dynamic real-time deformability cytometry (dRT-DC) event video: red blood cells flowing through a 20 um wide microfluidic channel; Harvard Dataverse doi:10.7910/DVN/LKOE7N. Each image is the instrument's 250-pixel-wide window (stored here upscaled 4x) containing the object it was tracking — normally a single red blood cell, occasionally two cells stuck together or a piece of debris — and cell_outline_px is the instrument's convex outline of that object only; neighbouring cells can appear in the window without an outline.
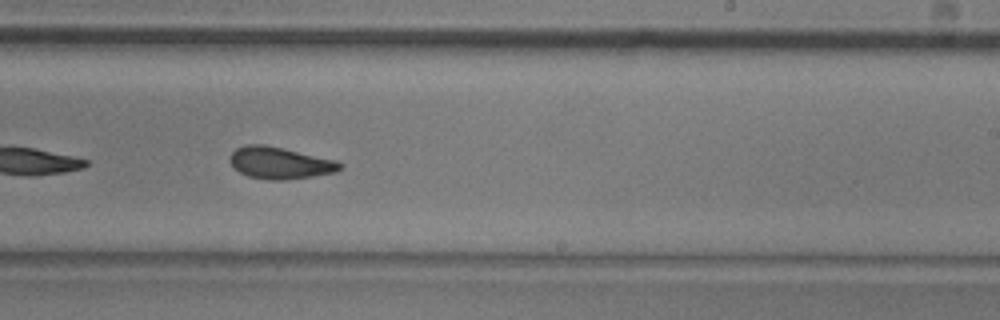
{"species": "common noctule bat (a hibernating species)", "species_latin": "Nyctalus noctula", "temperature_condition": "room temperature", "stored_images_in_passage": 37, "camera_frame_rate_fps": 3000, "um_per_image_px": 0.085, "animal": {"sex": "male", "body_mass_g": 20.5, "forearm_length_mm": 52.5}, "frame": {"image": 1, "passage_image": 32, "time_ms": 10.333, "image_size_px": [1000, 320], "cell_outline_px": [[344, 168], [336, 172], [288, 180], [268, 180], [248, 176], [240, 172], [232, 164], [232, 152], [236, 148], [248, 144], [264, 144], [336, 160], [344, 164]], "centroid_in_image_um": [23.85, 13.86], "position_along_channel_um": 265.1, "area_um2": 20.29}}